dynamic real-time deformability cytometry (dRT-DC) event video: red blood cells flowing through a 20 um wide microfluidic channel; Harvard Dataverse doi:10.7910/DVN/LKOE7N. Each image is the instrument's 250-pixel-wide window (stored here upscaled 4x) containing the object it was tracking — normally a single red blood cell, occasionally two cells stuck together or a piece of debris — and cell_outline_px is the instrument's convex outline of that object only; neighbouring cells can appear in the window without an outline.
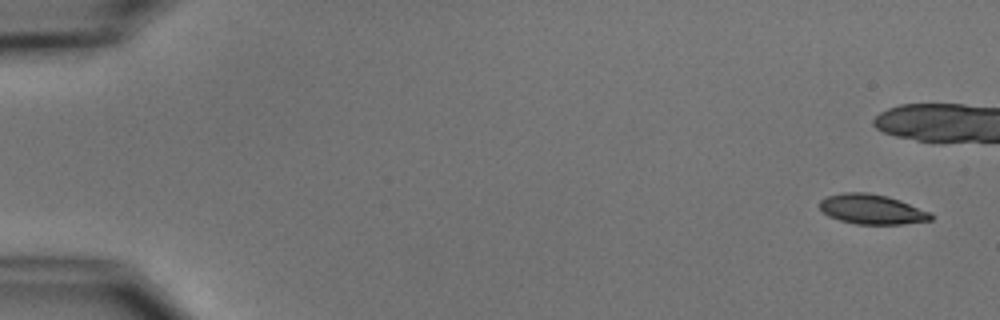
{"species": "common noctule bat (a hibernating species)", "species_latin": "Nyctalus noctula", "temperature_condition": "cold", "stored_images_in_passage": 4, "camera_frame_rate_fps": 3000, "um_per_image_px": 0.085, "animal": {"sex": "male", "body_mass_g": 15.6}, "frame": {"image": 1, "passage_image": 1, "time_ms": 0.0, "image_size_px": [1000, 320], "cell_outline_px": [[932, 220], [904, 224], [856, 224], [840, 220], [828, 216], [820, 208], [820, 200], [828, 196], [844, 192], [868, 192], [888, 196], [900, 200], [932, 212]], "centroid_in_image_um": [74.14, 17.78], "position_along_channel_um": 10.9, "area_um2": 19.42}}